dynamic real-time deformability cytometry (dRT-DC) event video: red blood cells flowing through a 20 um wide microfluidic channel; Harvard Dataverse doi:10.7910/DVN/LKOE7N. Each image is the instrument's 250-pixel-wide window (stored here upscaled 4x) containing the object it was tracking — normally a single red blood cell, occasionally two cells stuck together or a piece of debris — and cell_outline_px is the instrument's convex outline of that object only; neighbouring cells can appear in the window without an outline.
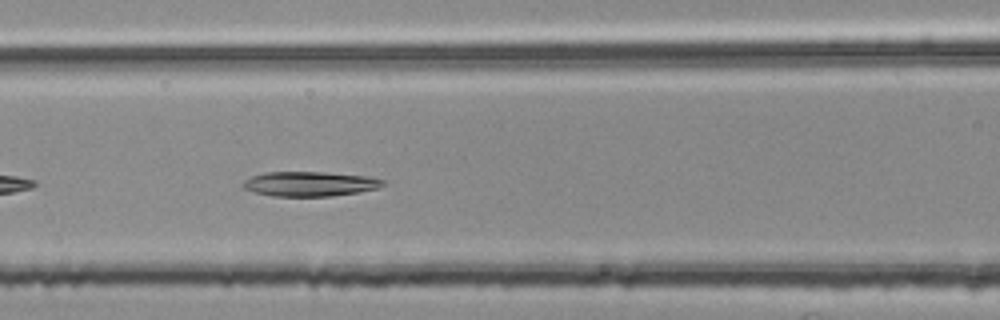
{"species": "common noctule bat (a hibernating species)", "species_latin": "Nyctalus noctula", "temperature_condition": "room temperature", "stored_images_in_passage": 35, "camera_frame_rate_fps": 3000, "um_per_image_px": 0.085, "animal": {"sex": "female", "body_mass_g": 25.1}, "frame": {"image": 1, "passage_image": 8, "time_ms": 2.333, "image_size_px": [1000, 320], "cell_outline_px": [[384, 184], [376, 188], [360, 192], [332, 196], [272, 196], [256, 192], [244, 188], [240, 184], [244, 180], [252, 176], [264, 172], [324, 172], [368, 176], [384, 180]], "centroid_in_image_um": [26.31, 15.62], "position_along_channel_um": 140.3, "area_um2": 20.11}}
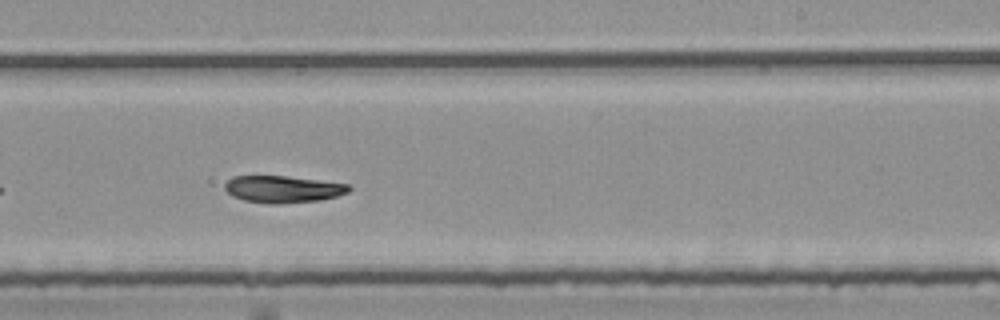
{"frame": {"image": 2, "passage_image": 18, "time_ms": 5.667, "image_size_px": [1000, 320], "cell_outline_px": [[352, 188], [348, 192], [336, 196], [320, 200], [280, 204], [268, 204], [244, 200], [232, 196], [224, 188], [224, 184], [232, 176], [288, 176], [348, 184]], "centroid_in_image_um": [24.03, 16.08], "position_along_channel_um": 265.0, "area_um2": 19.54}}
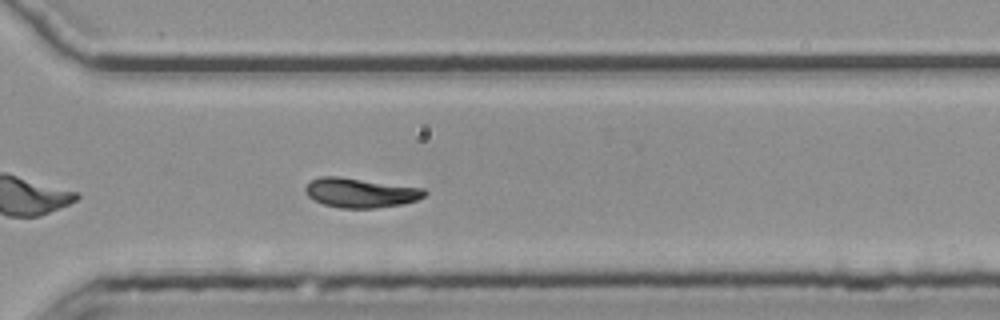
{"frame": {"image": 3, "passage_image": 24, "time_ms": 7.667, "image_size_px": [1000, 320], "cell_outline_px": [[428, 192], [424, 196], [416, 200], [400, 204], [376, 208], [340, 208], [324, 204], [308, 196], [304, 188], [312, 180], [320, 176], [340, 176], [424, 188]], "centroid_in_image_um": [30.65, 16.37], "position_along_channel_um": 340.0, "area_um2": 20.4}, "authors_computed_cell_mechanics": {"area_um2": 19.7098, "velocity_mm_per_s": 3.7636, "shape_relaxation_time_tau1_ms": 8.7693, "shape_relaxation_time_tau2_ms": null, "deformation_change_tau1": 0.2505, "deformation_change_tau2": null}}